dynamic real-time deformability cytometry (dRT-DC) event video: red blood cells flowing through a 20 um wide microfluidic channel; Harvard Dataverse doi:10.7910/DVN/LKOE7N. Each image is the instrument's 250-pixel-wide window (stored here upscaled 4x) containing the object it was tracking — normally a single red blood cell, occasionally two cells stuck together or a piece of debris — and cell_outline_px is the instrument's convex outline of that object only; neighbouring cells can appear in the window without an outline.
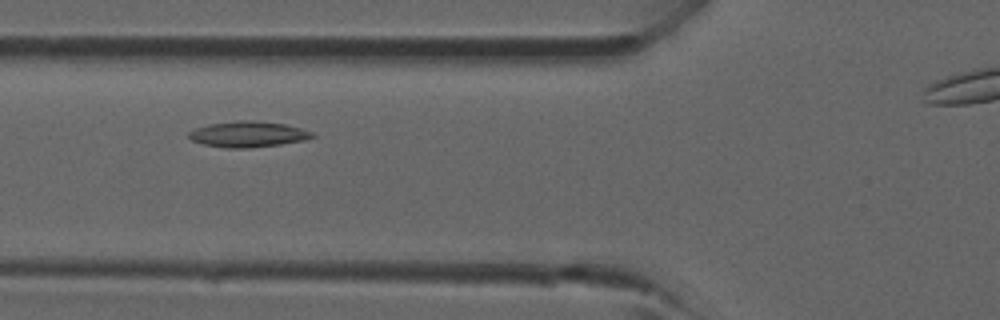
{"species": "common noctule bat (a hibernating species)", "species_latin": "Nyctalus noctula", "temperature_condition": "room temperature", "stored_images_in_passage": 5, "camera_frame_rate_fps": 3000, "um_per_image_px": 0.085, "animal": {"sex": "male", "forearm_length_mm": 52.5}, "frame": {"image": 1, "passage_image": 5, "time_ms": 4.667, "image_size_px": [1000, 320], "cell_outline_px": [[316, 136], [304, 140], [280, 144], [244, 148], [224, 148], [204, 144], [192, 140], [188, 136], [188, 132], [196, 128], [208, 124], [240, 120], [252, 120], [284, 124], [300, 128], [312, 132]], "centroid_in_image_um": [21.06, 11.4], "position_along_channel_um": 104.7, "area_um2": 18.38}}